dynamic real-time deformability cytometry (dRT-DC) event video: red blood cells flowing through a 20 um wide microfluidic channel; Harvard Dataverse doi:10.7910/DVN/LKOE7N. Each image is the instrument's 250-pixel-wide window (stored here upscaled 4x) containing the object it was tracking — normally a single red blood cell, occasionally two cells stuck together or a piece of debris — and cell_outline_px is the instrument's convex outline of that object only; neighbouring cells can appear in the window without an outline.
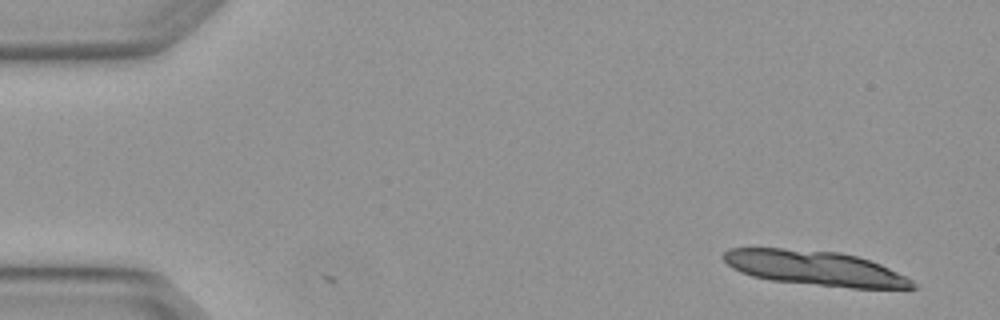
{"species": "Egyptian fruit bat (a non-hibernating species)", "species_latin": "Rousettus aegyptiacus", "temperature_condition": "warm", "stored_images_in_passage": 4, "camera_frame_rate_fps": 3000, "um_per_image_px": 0.085, "animal": {"sex": "female"}, "frame": {"image": 1, "passage_image": 1, "time_ms": 0.0, "image_size_px": [1000, 320], "cell_outline_px": [[920, 288], [852, 288], [772, 280], [752, 276], [740, 272], [732, 268], [724, 260], [724, 252], [728, 248], [784, 248], [840, 252], [856, 256], [880, 264], [920, 284]], "centroid_in_image_um": [69.29, 22.79], "position_along_channel_um": 15.7, "area_um2": 38.09}}